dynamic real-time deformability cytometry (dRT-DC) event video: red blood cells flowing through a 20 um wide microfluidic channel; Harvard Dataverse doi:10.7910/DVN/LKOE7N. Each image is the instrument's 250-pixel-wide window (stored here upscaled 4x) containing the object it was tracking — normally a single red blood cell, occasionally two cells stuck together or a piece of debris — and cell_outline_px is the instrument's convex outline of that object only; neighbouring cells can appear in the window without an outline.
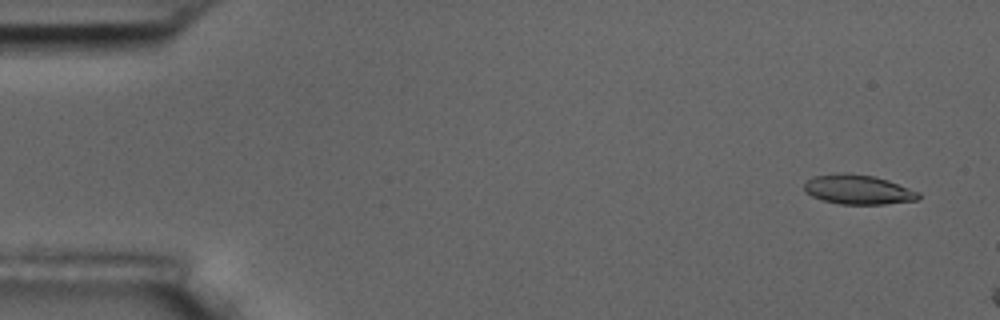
{"species": "common noctule bat (a hibernating species)", "species_latin": "Nyctalus noctula", "temperature_condition": "room temperature", "stored_images_in_passage": 2, "camera_frame_rate_fps": 3000, "um_per_image_px": 0.085, "animal": {"sex": "male", "body_mass_g": 17.5, "forearm_length_mm": 52.3}, "frame": {"image": 1, "passage_image": 1, "time_ms": 0.0, "image_size_px": [1000, 320], "cell_outline_px": [[920, 196], [916, 200], [884, 204], [840, 204], [824, 200], [812, 196], [804, 192], [804, 184], [808, 180], [816, 176], [844, 172], [848, 172], [872, 176], [888, 180], [920, 192]], "centroid_in_image_um": [72.94, 16.11], "position_along_channel_um": 12.1, "area_um2": 19.54}}